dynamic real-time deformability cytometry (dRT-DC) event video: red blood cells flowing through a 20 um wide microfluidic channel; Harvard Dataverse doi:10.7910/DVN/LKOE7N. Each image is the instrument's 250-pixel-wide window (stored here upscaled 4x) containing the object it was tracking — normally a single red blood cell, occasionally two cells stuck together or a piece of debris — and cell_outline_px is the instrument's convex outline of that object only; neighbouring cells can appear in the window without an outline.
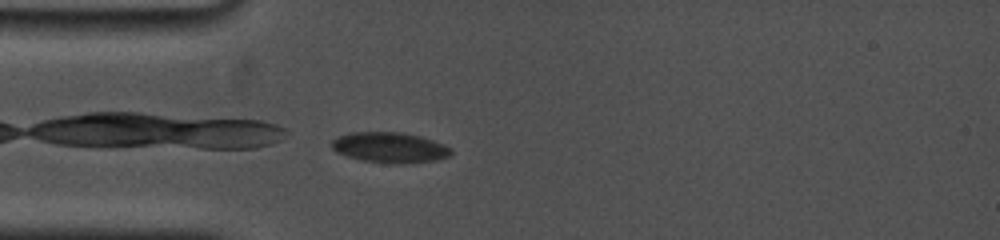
{"species": "common noctule bat (a hibernating species)", "species_latin": "Nyctalus noctula", "temperature_condition": "cold", "stored_images_in_passage": 23, "camera_frame_rate_fps": 5000, "um_per_image_px": 0.085, "animal": {"sex": "female", "body_mass_g": 19.0, "forearm_length_mm": 53.3}, "frame": {"image": 1, "passage_image": 1, "time_ms": 0.0, "image_size_px": [1000, 240], "cell_outline_px": [[452, 152], [448, 156], [436, 160], [400, 164], [392, 164], [364, 160], [348, 156], [336, 152], [332, 148], [332, 140], [336, 136], [352, 132], [400, 132], [420, 136], [444, 144], [452, 148]], "centroid_in_image_um": [33.13, 12.53], "position_along_channel_um": 51.9, "area_um2": 21.15}}
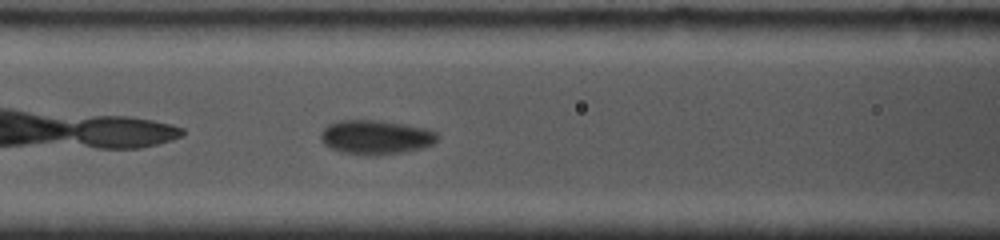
{"frame": {"image": 2, "passage_image": 14, "time_ms": 2.4, "image_size_px": [1000, 240], "cell_outline_px": [[440, 136], [432, 144], [424, 148], [400, 152], [340, 152], [324, 144], [320, 140], [320, 132], [328, 124], [340, 120], [380, 120], [428, 128], [436, 132]], "centroid_in_image_um": [31.95, 11.6], "position_along_channel_um": 134.6, "area_um2": 22.6}}
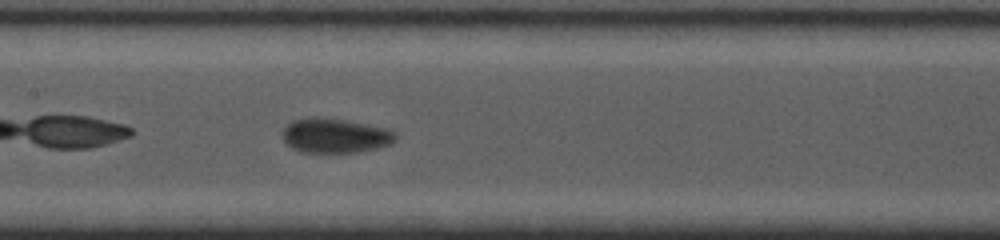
{"frame": {"image": 3, "passage_image": 21, "time_ms": 3.6, "image_size_px": [1000, 240], "cell_outline_px": [[396, 140], [392, 144], [376, 148], [356, 152], [300, 152], [292, 148], [284, 140], [280, 132], [292, 120], [308, 116], [344, 120], [392, 128], [396, 132]], "centroid_in_image_um": [28.5, 11.52], "position_along_channel_um": 178.9, "area_um2": 23.06}}